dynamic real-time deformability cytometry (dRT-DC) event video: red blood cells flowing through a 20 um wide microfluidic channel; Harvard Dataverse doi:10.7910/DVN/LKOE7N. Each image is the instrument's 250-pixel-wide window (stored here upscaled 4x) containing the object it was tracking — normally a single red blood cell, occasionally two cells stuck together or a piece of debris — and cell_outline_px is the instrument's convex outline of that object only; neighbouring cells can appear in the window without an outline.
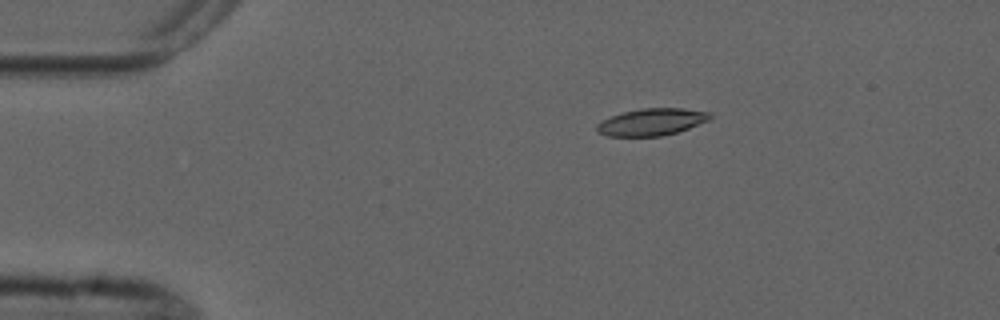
{"species": "common noctule bat (a hibernating species)", "species_latin": "Nyctalus noctula", "temperature_condition": "cold", "stored_images_in_passage": 5, "segment_of_instrument_passage": [1, 2], "camera_frame_rate_fps": 3000, "um_per_image_px": 0.085, "animal": {"sex": "male", "forearm_length_mm": 52.5}, "frame": {"image": 1, "passage_image": 3, "time_ms": 2.333, "image_size_px": [1000, 320], "cell_outline_px": [[712, 120], [676, 132], [660, 136], [608, 136], [596, 132], [596, 124], [600, 120], [624, 112], [640, 108], [684, 108], [712, 112]], "centroid_in_image_um": [55.41, 10.36], "position_along_channel_um": 29.6, "area_um2": 18.03}}